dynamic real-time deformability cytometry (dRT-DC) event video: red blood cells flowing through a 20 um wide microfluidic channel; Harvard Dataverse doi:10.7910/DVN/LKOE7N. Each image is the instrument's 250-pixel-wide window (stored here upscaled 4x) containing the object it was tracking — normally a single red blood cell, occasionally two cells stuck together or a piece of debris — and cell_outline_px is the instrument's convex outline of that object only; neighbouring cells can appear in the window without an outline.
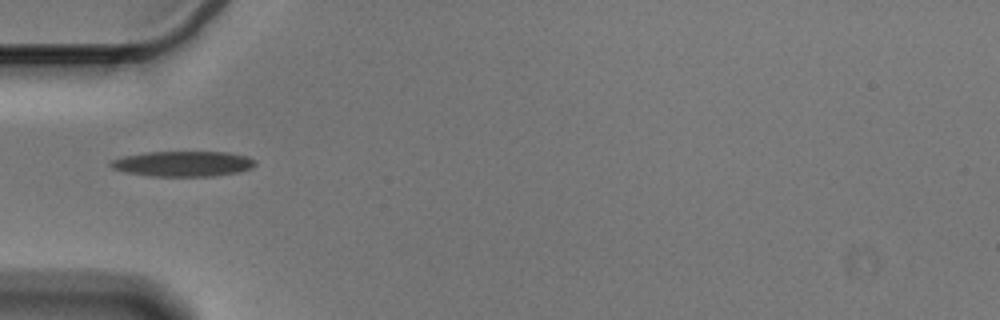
{"species": "Egyptian fruit bat (a non-hibernating species)", "species_latin": "Rousettus aegyptiacus", "temperature_condition": "cold", "stored_images_in_passage": 39, "camera_frame_rate_fps": 3000, "um_per_image_px": 0.085, "animal": {"sex": "male"}, "frame": {"image": 1, "passage_image": 1, "time_ms": 0.0, "image_size_px": [1000, 320], "cell_outline_px": [[256, 164], [252, 168], [240, 172], [216, 176], [152, 176], [124, 172], [112, 168], [108, 164], [112, 160], [124, 156], [148, 152], [228, 152], [248, 156], [256, 160]], "centroid_in_image_um": [15.6, 13.92], "position_along_channel_um": 69.4, "area_um2": 21.5}}
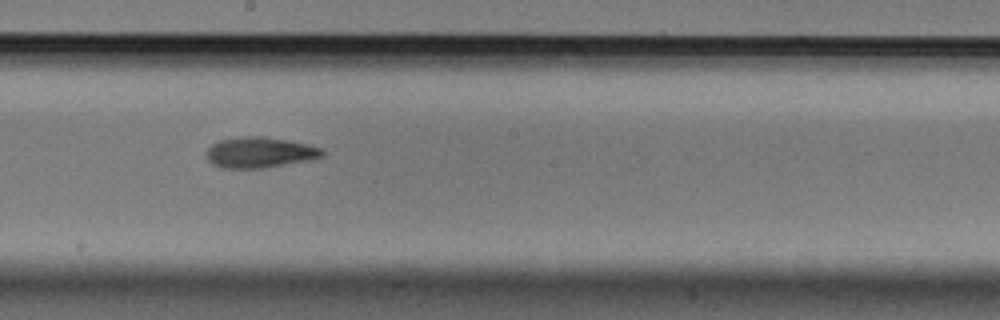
{"frame": {"image": 2, "passage_image": 14, "time_ms": 4.333, "image_size_px": [1000, 320], "cell_outline_px": [[324, 156], [312, 160], [264, 168], [220, 168], [212, 164], [204, 156], [204, 152], [212, 144], [220, 140], [244, 136], [260, 136], [288, 140], [308, 144], [324, 148]], "centroid_in_image_um": [22.08, 12.96], "position_along_channel_um": 226.1, "area_um2": 21.1}}
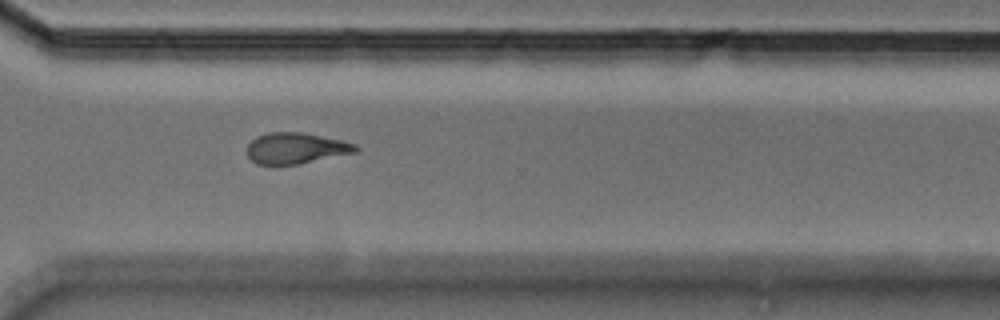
{"frame": {"image": 3, "passage_image": 24, "time_ms": 7.667, "image_size_px": [1000, 320], "cell_outline_px": [[360, 148], [356, 152], [300, 164], [276, 168], [256, 164], [248, 156], [248, 144], [256, 136], [268, 132], [304, 132], [340, 140], [356, 144]], "centroid_in_image_um": [25.11, 12.64], "position_along_channel_um": 345.5, "area_um2": 20.23}, "authors_computed_cell_mechanics": {"area_um2": 20.23, "velocity_mm_per_s": 3.5896, "shape_relaxation_time_tau1_ms": 4.9308, "shape_relaxation_time_tau2_ms": 5.811, "deformation_change_tau1": 0.1688, "deformation_change_tau2": 0.1515}}